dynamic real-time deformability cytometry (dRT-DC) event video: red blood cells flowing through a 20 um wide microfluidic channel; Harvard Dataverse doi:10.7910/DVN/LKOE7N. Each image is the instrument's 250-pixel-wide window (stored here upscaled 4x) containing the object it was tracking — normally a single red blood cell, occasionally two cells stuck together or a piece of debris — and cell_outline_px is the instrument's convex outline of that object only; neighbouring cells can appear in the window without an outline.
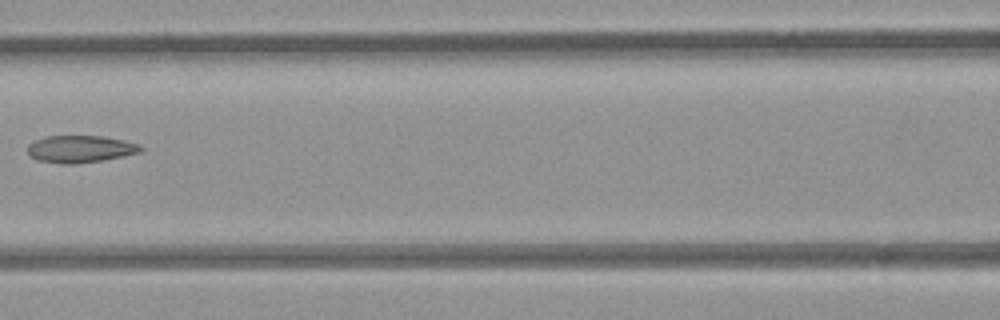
{"species": "common noctule bat (a hibernating species)", "species_latin": "Nyctalus noctula", "temperature_condition": "room temperature", "stored_images_in_passage": 8, "camera_frame_rate_fps": 3000, "um_per_image_px": 0.085, "animal": {"sex": "female", "body_mass_g": 21.9}, "frame": {"image": 1, "passage_image": 7, "time_ms": 2.0, "image_size_px": [1000, 320], "cell_outline_px": [[144, 148], [140, 152], [100, 160], [72, 164], [68, 164], [36, 160], [28, 152], [28, 144], [44, 136], [100, 136], [124, 140], [140, 144]], "centroid_in_image_um": [6.82, 12.65], "position_along_channel_um": 159.8, "area_um2": 17.63}}
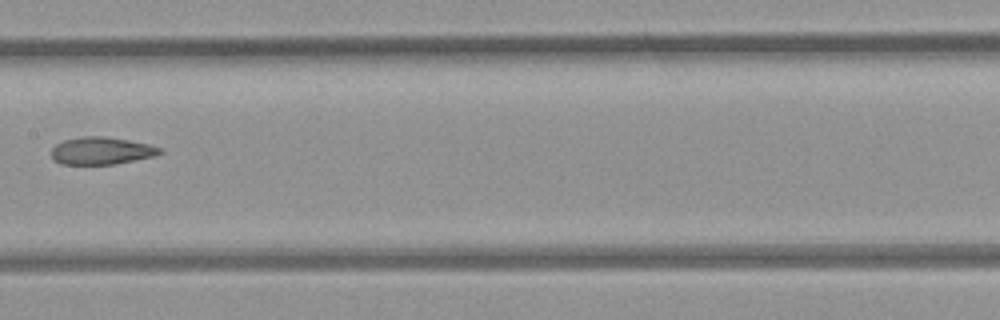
{"frame": {"image": 2, "passage_image": 8, "time_ms": 2.333, "image_size_px": [1000, 320], "cell_outline_px": [[164, 152], [156, 156], [116, 164], [60, 164], [52, 160], [52, 148], [56, 144], [64, 140], [84, 136], [104, 136], [128, 140], [148, 144], [160, 148]], "centroid_in_image_um": [8.62, 12.82], "position_along_channel_um": 198.8, "area_um2": 17.4}}